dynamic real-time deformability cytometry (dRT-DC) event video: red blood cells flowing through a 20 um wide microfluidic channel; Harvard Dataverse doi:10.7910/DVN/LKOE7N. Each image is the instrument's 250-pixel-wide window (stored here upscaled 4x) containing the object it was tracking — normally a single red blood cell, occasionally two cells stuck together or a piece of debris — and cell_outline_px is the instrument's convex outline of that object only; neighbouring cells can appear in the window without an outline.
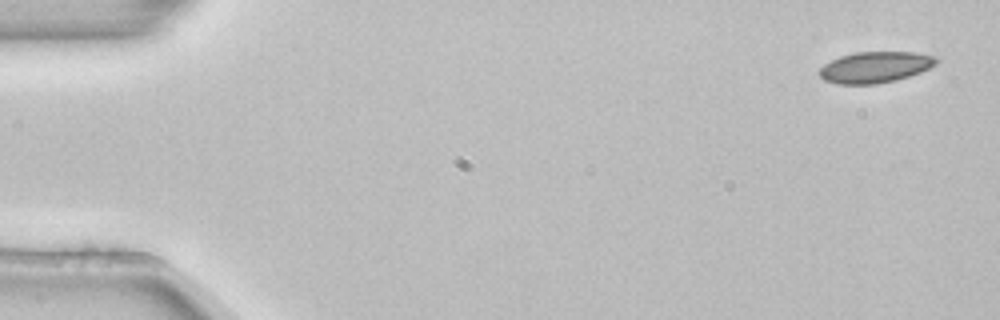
{"species": "common noctule bat (a hibernating species)", "species_latin": "Nyctalus noctula", "temperature_condition": "room temperature", "stored_images_in_passage": 3, "camera_frame_rate_fps": 3000, "um_per_image_px": 0.085, "animal": {"sex": "female", "body_mass_g": 22.7, "forearm_length_mm": 54.2}, "frame": {"image": 1, "passage_image": 1, "time_ms": 0.0, "image_size_px": [1000, 320], "cell_outline_px": [[940, 60], [936, 64], [920, 72], [896, 80], [876, 84], [836, 84], [824, 80], [820, 76], [820, 68], [824, 64], [840, 56], [856, 52], [916, 52], [936, 56]], "centroid_in_image_um": [74.4, 5.71], "position_along_channel_um": 10.6, "area_um2": 21.21}}